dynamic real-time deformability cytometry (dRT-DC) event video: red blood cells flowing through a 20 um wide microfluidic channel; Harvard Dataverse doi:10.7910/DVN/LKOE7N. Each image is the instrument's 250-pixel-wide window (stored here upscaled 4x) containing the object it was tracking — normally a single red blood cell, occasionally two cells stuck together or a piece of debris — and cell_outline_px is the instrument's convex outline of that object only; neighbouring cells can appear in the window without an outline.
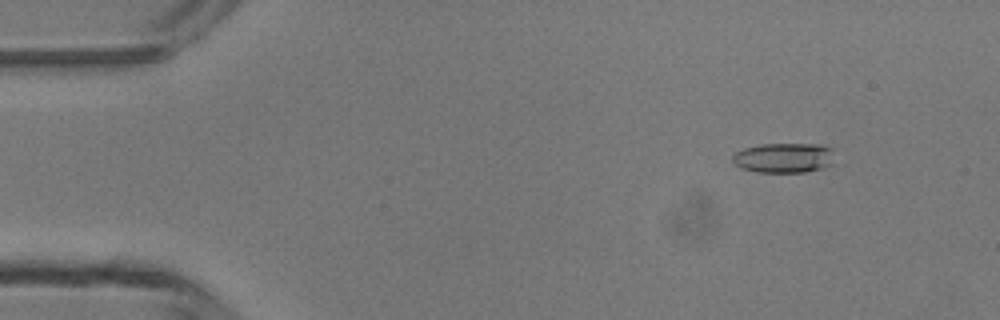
{"species": "common noctule bat (a hibernating species)", "species_latin": "Nyctalus noctula", "temperature_condition": "room temperature", "stored_images_in_passage": 5, "camera_frame_rate_fps": 3000, "um_per_image_px": 0.085, "animal": {"sex": "male", "body_mass_g": 13.3}, "frame": {"image": 1, "passage_image": 2, "time_ms": 1.333, "image_size_px": [1000, 320], "cell_outline_px": [[832, 164], [820, 168], [804, 172], [760, 172], [744, 168], [736, 164], [732, 160], [732, 156], [736, 152], [744, 148], [760, 144], [820, 144], [832, 148]], "centroid_in_image_um": [66.63, 13.4], "position_along_channel_um": 18.4, "area_um2": 17.57}}